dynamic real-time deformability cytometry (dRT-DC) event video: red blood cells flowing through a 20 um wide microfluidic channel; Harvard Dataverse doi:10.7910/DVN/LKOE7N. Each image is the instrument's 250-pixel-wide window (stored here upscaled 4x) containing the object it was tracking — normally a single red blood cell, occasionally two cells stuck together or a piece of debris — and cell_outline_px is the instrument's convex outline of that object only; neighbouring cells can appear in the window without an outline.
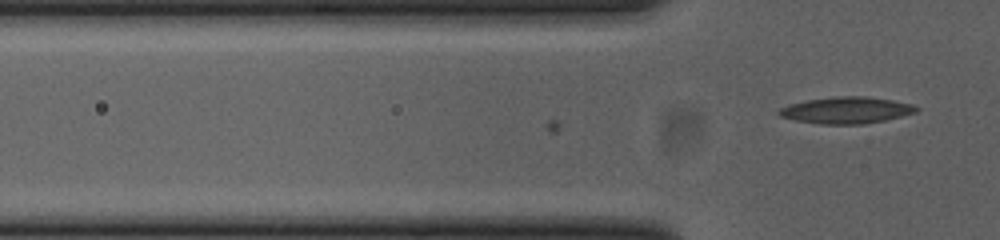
{"species": "common noctule bat (a hibernating species)", "species_latin": "Nyctalus noctula", "temperature_condition": "cold", "stored_images_in_passage": 7, "camera_frame_rate_fps": 3000, "um_per_image_px": 0.085, "animal": {"sex": "female", "body_mass_g": 23.0, "forearm_length_mm": 53.4}, "frame": {"image": 1, "passage_image": 7, "time_ms": 2.0, "image_size_px": [1000, 240], "cell_outline_px": [[920, 108], [916, 112], [884, 120], [864, 124], [820, 124], [796, 120], [780, 116], [776, 112], [780, 108], [792, 104], [808, 100], [836, 96], [864, 96], [892, 100], [912, 104]], "centroid_in_image_um": [71.95, 9.37], "position_along_channel_um": 53.9, "area_um2": 21.04}}